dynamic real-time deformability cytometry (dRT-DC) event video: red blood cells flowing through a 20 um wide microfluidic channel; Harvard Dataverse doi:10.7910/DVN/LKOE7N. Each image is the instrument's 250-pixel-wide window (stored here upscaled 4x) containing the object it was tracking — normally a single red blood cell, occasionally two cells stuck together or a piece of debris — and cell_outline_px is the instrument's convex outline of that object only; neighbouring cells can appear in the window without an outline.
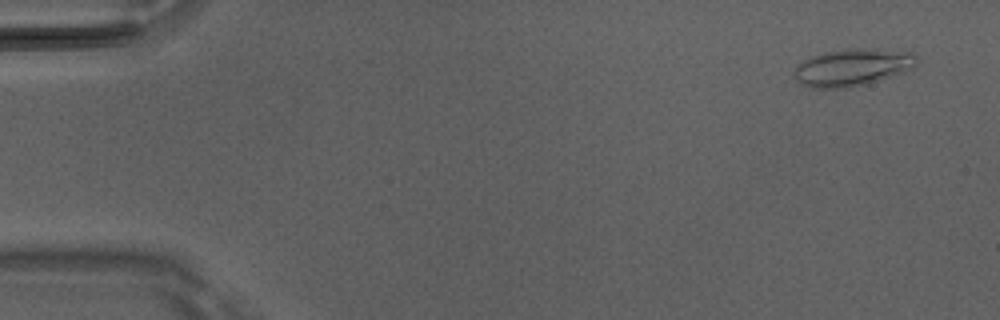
{"species": "Egyptian fruit bat (a non-hibernating species)", "species_latin": "Rousettus aegyptiacus", "temperature_condition": "room temperature", "stored_images_in_passage": 4, "camera_frame_rate_fps": 3000, "um_per_image_px": 0.085, "animal": {"sex": "male"}, "frame": {"image": 1, "passage_image": 1, "time_ms": 0.0, "image_size_px": [1000, 320], "cell_outline_px": [[916, 64], [912, 68], [904, 72], [868, 84], [844, 88], [812, 88], [800, 84], [796, 80], [796, 68], [804, 60], [812, 56], [824, 52], [848, 48], [876, 48], [912, 52], [916, 56]], "centroid_in_image_um": [72.49, 5.72], "position_along_channel_um": 12.5, "area_um2": 26.65}}